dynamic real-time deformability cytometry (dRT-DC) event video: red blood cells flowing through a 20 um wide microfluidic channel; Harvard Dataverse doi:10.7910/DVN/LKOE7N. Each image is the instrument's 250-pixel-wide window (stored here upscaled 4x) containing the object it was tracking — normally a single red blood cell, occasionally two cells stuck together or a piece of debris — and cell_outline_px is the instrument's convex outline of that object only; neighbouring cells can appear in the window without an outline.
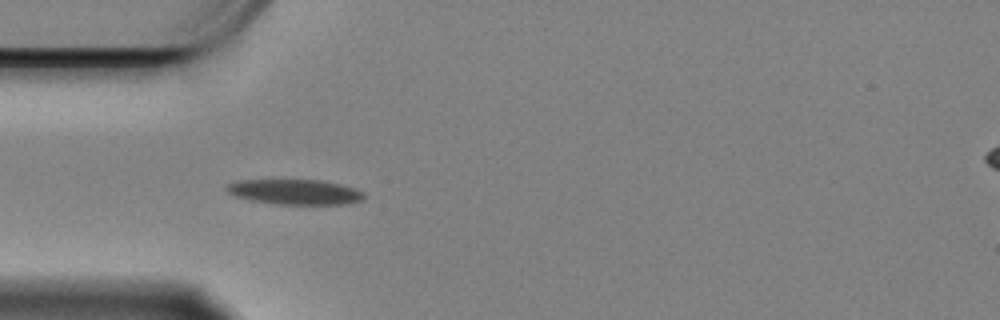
{"species": "Egyptian fruit bat (a non-hibernating species)", "species_latin": "Rousettus aegyptiacus", "temperature_condition": "cold", "stored_images_in_passage": 43, "camera_frame_rate_fps": 3000, "um_per_image_px": 0.085, "animal": {"sex": "female"}, "frame": {"image": 1, "passage_image": 1, "time_ms": 0.0, "image_size_px": [1000, 320], "cell_outline_px": [[364, 200], [348, 204], [276, 204], [248, 200], [236, 196], [228, 192], [224, 188], [228, 184], [236, 180], [320, 180], [340, 184], [356, 188], [364, 192]], "centroid_in_image_um": [25.08, 16.31], "position_along_channel_um": 59.9, "area_um2": 20.29}}
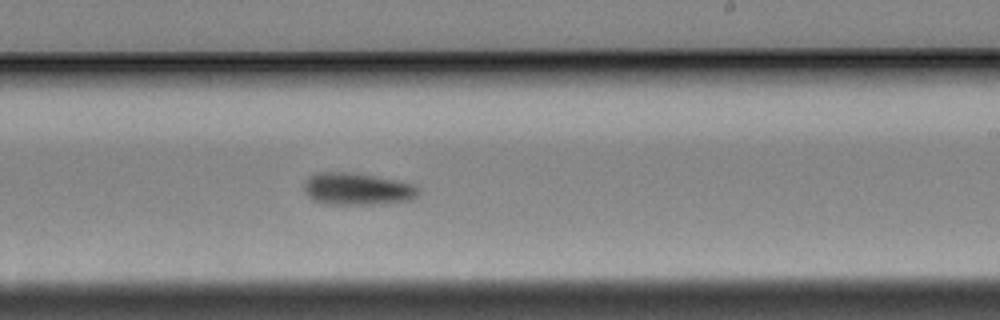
{"frame": {"image": 2, "passage_image": 19, "time_ms": 6.0, "image_size_px": [1000, 320], "cell_outline_px": [[420, 192], [412, 200], [384, 204], [324, 204], [312, 200], [304, 192], [304, 184], [312, 176], [320, 172], [344, 172], [372, 176], [412, 184], [420, 188]], "centroid_in_image_um": [30.37, 16.09], "position_along_channel_um": 258.6, "area_um2": 21.21}}
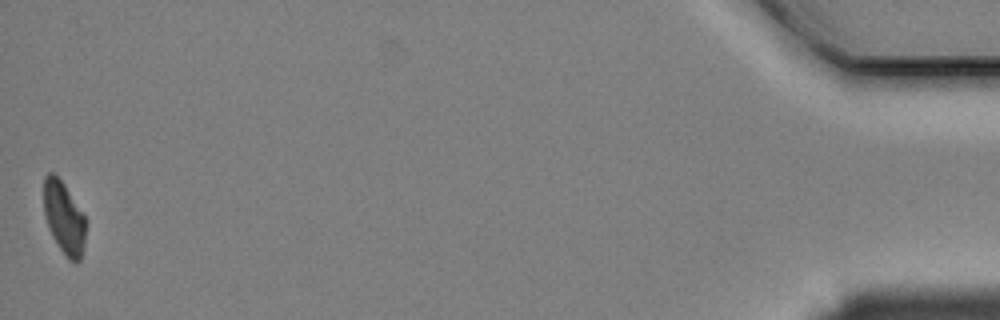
{"frame": {"image": 3, "passage_image": 43, "time_ms": 14.0, "image_size_px": [1000, 320], "cell_outline_px": [[84, 248], [80, 260], [76, 264], [68, 260], [52, 236], [48, 228], [44, 212], [44, 176], [48, 172], [52, 172], [64, 184], [84, 216]], "centroid_in_image_um": [5.42, 18.54], "position_along_channel_um": 429.8, "area_um2": 17.46}, "authors_computed_cell_mechanics": {"area_um2": 20.2878, "velocity_mm_per_s": 3.3304, "shape_relaxation_time_tau1_ms": 5.2718, "shape_relaxation_time_tau2_ms": 7.3155, "deformation_change_tau1": 0.1174, "deformation_change_tau2": 0.1413}}